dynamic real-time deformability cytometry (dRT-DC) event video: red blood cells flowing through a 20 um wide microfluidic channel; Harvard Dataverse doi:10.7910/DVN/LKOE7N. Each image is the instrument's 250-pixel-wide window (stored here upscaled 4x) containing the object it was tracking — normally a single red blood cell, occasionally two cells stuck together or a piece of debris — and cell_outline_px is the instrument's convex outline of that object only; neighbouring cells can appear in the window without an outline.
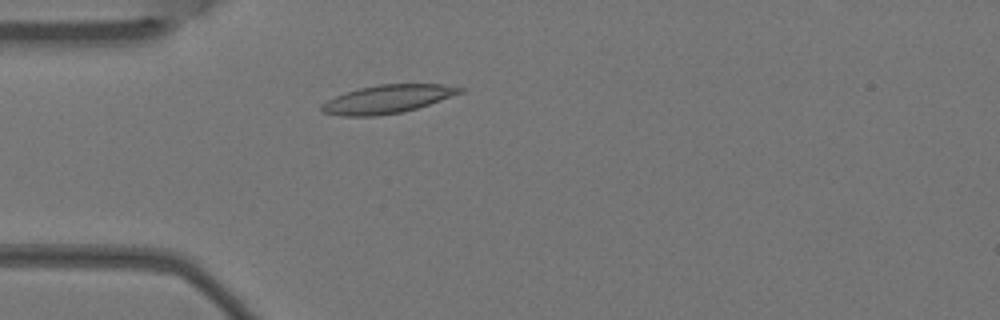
{"species": "Egyptian fruit bat (a non-hibernating species)", "species_latin": "Rousettus aegyptiacus", "temperature_condition": "warm", "stored_images_in_passage": 3, "camera_frame_rate_fps": 3000, "um_per_image_px": 0.085, "animal": {"sex": "female"}, "frame": {"image": 1, "passage_image": 3, "time_ms": 0.667, "image_size_px": [1000, 320], "cell_outline_px": [[468, 88], [464, 92], [416, 108], [400, 112], [376, 116], [340, 116], [320, 112], [320, 104], [336, 96], [360, 88], [380, 84], [440, 84]], "centroid_in_image_um": [32.93, 8.42], "position_along_channel_um": 52.1, "area_um2": 22.66}}